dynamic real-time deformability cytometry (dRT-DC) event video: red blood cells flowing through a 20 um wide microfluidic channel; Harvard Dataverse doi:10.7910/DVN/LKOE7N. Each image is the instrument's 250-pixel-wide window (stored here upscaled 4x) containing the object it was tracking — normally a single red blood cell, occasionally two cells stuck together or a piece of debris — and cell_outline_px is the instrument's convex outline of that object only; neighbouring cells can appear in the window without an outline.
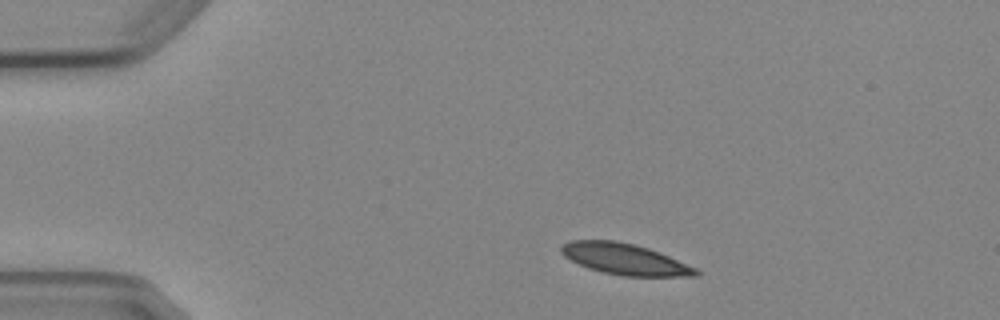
{"species": "Egyptian fruit bat (a non-hibernating species)", "species_latin": "Rousettus aegyptiacus", "temperature_condition": "cold", "stored_images_in_passage": 5, "camera_frame_rate_fps": 3000, "um_per_image_px": 0.085, "animal": {"sex": "female"}, "frame": {"image": 1, "passage_image": 1, "time_ms": 0.0, "image_size_px": [1000, 320], "cell_outline_px": [[700, 272], [696, 276], [624, 276], [604, 272], [588, 268], [564, 256], [560, 252], [560, 248], [564, 244], [572, 240], [616, 240], [648, 248], [660, 252], [696, 268]], "centroid_in_image_um": [53.11, 22.02], "position_along_channel_um": 31.9, "area_um2": 24.16}}
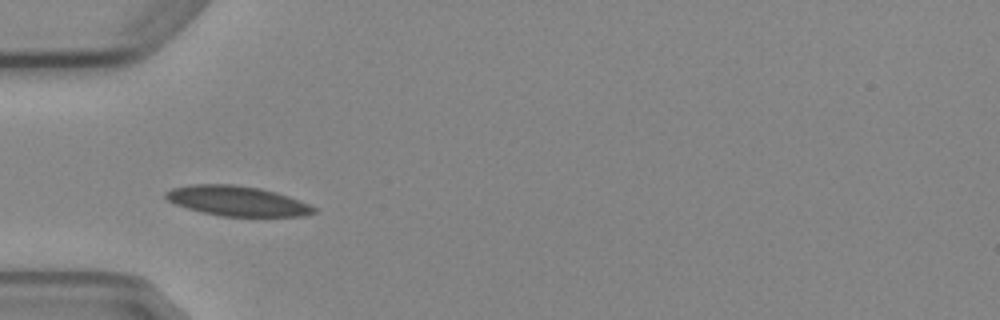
{"frame": {"image": 2, "passage_image": 3, "time_ms": 2.333, "image_size_px": [1000, 320], "cell_outline_px": [[316, 212], [304, 216], [220, 216], [200, 212], [176, 204], [168, 200], [164, 196], [164, 192], [172, 188], [192, 184], [232, 184], [260, 188], [276, 192], [300, 200], [316, 208]], "centroid_in_image_um": [20.15, 17.08], "position_along_channel_um": 64.9, "area_um2": 25.84}}